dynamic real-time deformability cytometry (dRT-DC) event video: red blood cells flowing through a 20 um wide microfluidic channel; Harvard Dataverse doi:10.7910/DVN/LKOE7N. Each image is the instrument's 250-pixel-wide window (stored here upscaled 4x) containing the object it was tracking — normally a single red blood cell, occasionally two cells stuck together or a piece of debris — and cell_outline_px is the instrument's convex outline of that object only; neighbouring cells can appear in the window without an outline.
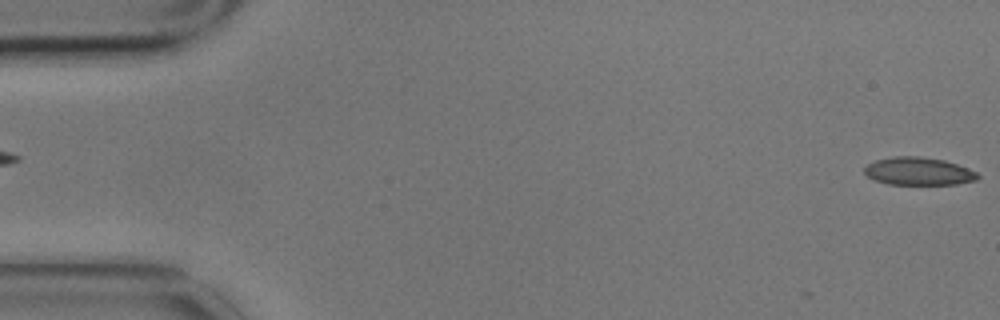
{"species": "common noctule bat (a hibernating species)", "species_latin": "Nyctalus noctula", "temperature_condition": "cold", "stored_images_in_passage": 3, "segment_of_instrument_passage": [2, 2], "camera_frame_rate_fps": 3000, "um_per_image_px": 0.085, "animal": {"sex": "male", "body_mass_g": 17.9}, "frame": {"image": 1, "passage_image": 3, "time_ms": 0.667, "image_size_px": [1000, 320], "cell_outline_px": [[980, 176], [976, 180], [956, 184], [888, 184], [876, 180], [868, 176], [864, 172], [864, 168], [868, 164], [876, 160], [896, 156], [916, 156], [944, 160], [968, 168], [976, 172]], "centroid_in_image_um": [78.08, 14.56], "position_along_channel_um": 6.9, "area_um2": 18.15}}